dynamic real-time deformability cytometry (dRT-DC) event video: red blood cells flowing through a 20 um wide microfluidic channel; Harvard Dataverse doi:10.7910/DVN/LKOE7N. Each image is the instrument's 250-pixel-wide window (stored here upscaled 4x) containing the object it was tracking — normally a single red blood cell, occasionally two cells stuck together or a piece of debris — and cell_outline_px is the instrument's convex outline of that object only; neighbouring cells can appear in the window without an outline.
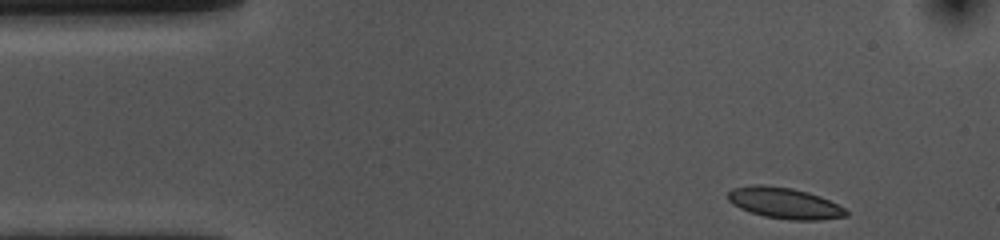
{"species": "common noctule bat (a hibernating species)", "species_latin": "Nyctalus noctula", "temperature_condition": "cold", "stored_images_in_passage": 40, "camera_frame_rate_fps": 3000, "um_per_image_px": 0.085, "animal": {"sex": "female", "body_mass_g": 10.0, "forearm_length_mm": 53.1}, "frame": {"image": 1, "passage_image": 1, "time_ms": 0.0, "image_size_px": [1000, 240], "cell_outline_px": [[848, 216], [820, 220], [788, 220], [764, 216], [740, 208], [732, 204], [728, 200], [728, 192], [732, 188], [752, 184], [764, 184], [792, 188], [808, 192], [820, 196], [844, 208], [848, 212]], "centroid_in_image_um": [66.66, 17.26], "position_along_channel_um": 18.3, "area_um2": 21.44}}
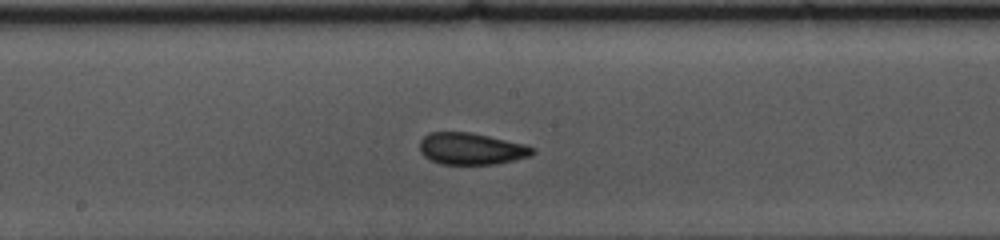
{"frame": {"image": 2, "passage_image": 23, "time_ms": 7.333, "image_size_px": [1000, 240], "cell_outline_px": [[536, 152], [528, 156], [496, 164], [440, 164], [424, 156], [420, 152], [420, 140], [428, 132], [468, 132], [528, 144], [536, 148]], "centroid_in_image_um": [40.07, 12.64], "position_along_channel_um": 208.1, "area_um2": 20.92}}
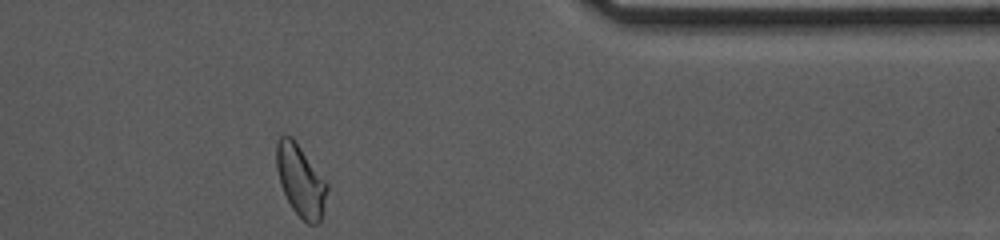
{"frame": {"image": 3, "passage_image": 40, "time_ms": 13.0, "image_size_px": [1000, 240], "cell_outline_px": [[328, 188], [324, 208], [320, 224], [308, 224], [292, 208], [280, 184], [276, 168], [276, 140], [280, 136], [292, 136], [328, 184]], "centroid_in_image_um": [25.55, 15.35], "position_along_channel_um": 385.9, "area_um2": 21.04}, "authors_computed_cell_mechanics": {"area_um2": 21.0681, "velocity_mm_per_s": 3.5362, "shape_relaxation_time_tau1_ms": 4.9629, "shape_relaxation_time_tau2_ms": 1.6904, "deformation_change_tau1": 0.1234, "deformation_change_tau2": 0.0567}}